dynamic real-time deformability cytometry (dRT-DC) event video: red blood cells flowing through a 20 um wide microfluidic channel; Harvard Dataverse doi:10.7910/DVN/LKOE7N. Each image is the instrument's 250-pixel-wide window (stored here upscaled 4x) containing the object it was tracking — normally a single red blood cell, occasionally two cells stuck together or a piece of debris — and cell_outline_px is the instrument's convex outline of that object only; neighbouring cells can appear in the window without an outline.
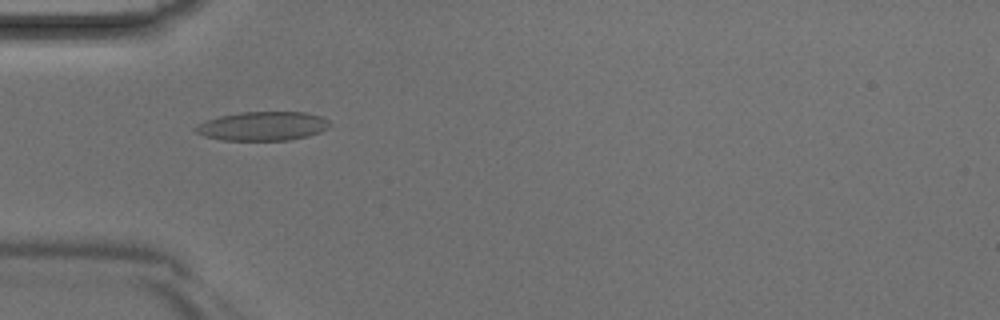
{"species": "Egyptian fruit bat (a non-hibernating species)", "species_latin": "Rousettus aegyptiacus", "temperature_condition": "room temperature", "stored_images_in_passage": 44, "camera_frame_rate_fps": 3000, "um_per_image_px": 0.085, "animal": {"sex": "male"}, "frame": {"image": 1, "passage_image": 14, "time_ms": 4.333, "image_size_px": [1000, 320], "cell_outline_px": [[332, 124], [328, 128], [320, 132], [308, 136], [288, 140], [224, 140], [204, 136], [196, 132], [192, 128], [208, 120], [220, 116], [240, 112], [304, 112], [320, 116], [328, 120]], "centroid_in_image_um": [22.36, 10.72], "position_along_channel_um": 62.6, "area_um2": 22.54}}
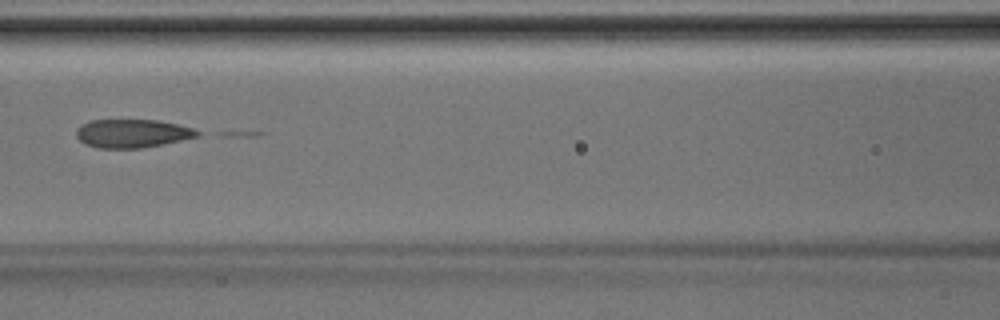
{"frame": {"image": 2, "passage_image": 20, "time_ms": 6.333, "image_size_px": [1000, 320], "cell_outline_px": [[204, 132], [200, 136], [140, 148], [96, 148], [84, 144], [76, 136], [76, 128], [80, 124], [88, 120], [156, 120], [196, 128]], "centroid_in_image_um": [11.23, 11.33], "position_along_channel_um": 155.4, "area_um2": 20.23}}
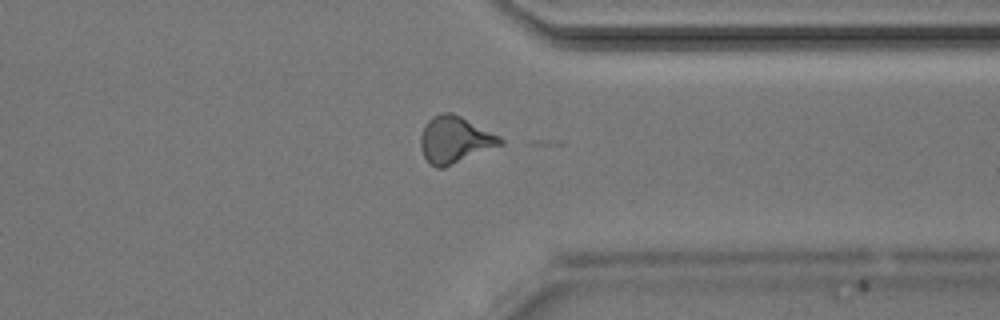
{"frame": {"image": 3, "passage_image": 34, "time_ms": 11.0, "image_size_px": [1000, 320], "cell_outline_px": [[504, 144], [444, 168], [436, 168], [424, 156], [420, 148], [420, 136], [428, 120], [432, 116], [444, 112], [452, 112], [500, 136], [504, 140]], "centroid_in_image_um": [38.66, 11.88], "position_along_channel_um": 372.7, "area_um2": 21.62}}